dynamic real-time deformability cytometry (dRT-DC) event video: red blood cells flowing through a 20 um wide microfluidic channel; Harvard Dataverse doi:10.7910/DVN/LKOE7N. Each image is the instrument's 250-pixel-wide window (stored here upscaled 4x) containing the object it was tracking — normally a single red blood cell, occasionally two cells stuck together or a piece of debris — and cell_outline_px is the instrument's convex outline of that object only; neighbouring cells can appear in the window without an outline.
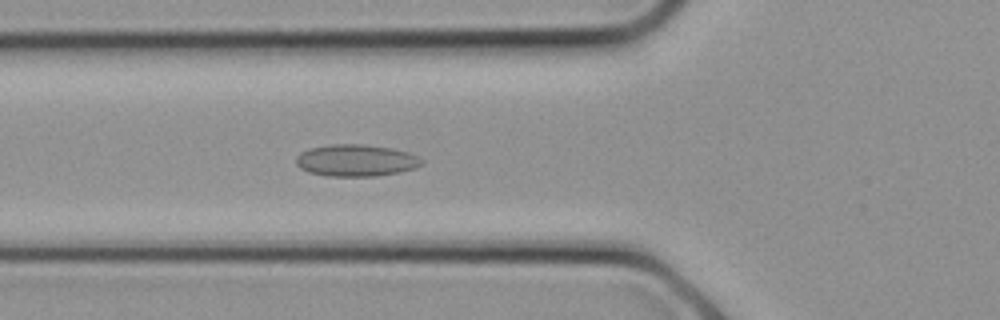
{"species": "common noctule bat (a hibernating species)", "species_latin": "Nyctalus noctula", "temperature_condition": "cold", "stored_images_in_passage": 9, "camera_frame_rate_fps": 3000, "um_per_image_px": 0.085, "animal": {"sex": "female", "body_mass_g": 21.9}, "frame": {"image": 1, "passage_image": 9, "time_ms": 2.667, "image_size_px": [1000, 320], "cell_outline_px": [[424, 164], [416, 168], [400, 172], [376, 176], [328, 176], [308, 172], [300, 168], [296, 164], [296, 156], [300, 152], [308, 148], [328, 144], [364, 144], [392, 148], [408, 152], [424, 160]], "centroid_in_image_um": [30.26, 13.63], "position_along_channel_um": 95.5, "area_um2": 23.64}}